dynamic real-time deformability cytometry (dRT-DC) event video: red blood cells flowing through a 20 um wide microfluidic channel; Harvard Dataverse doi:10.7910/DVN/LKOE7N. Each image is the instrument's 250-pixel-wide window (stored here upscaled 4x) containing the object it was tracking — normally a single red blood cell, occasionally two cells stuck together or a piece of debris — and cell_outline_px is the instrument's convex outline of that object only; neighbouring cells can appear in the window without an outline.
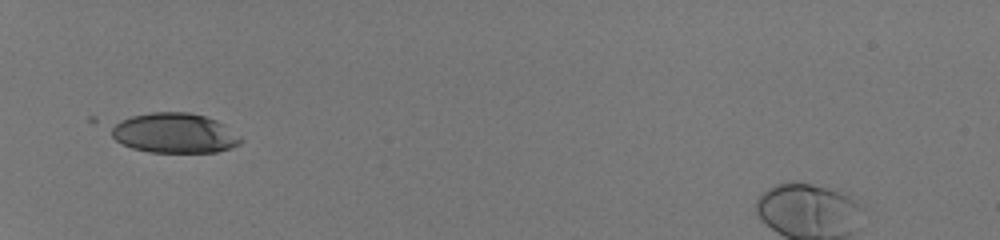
{"species": "human", "species_latin": "Homo sapiens", "temperature_condition": "room temperature", "stored_images_in_passage": 32, "camera_frame_rate_fps": 3000, "um_per_image_px": 0.085, "donor": {"sex": "male"}, "frame": {"image": 1, "passage_image": 1, "time_ms": 0.0, "image_size_px": [1000, 240], "cell_outline_px": [[244, 140], [240, 144], [232, 148], [216, 152], [148, 152], [132, 148], [116, 140], [112, 136], [112, 124], [120, 120], [132, 116], [152, 112], [188, 112], [204, 116], [216, 120], [224, 124], [240, 136]], "centroid_in_image_um": [14.86, 11.31], "position_along_channel_um": 70.1, "area_um2": 30.17}}
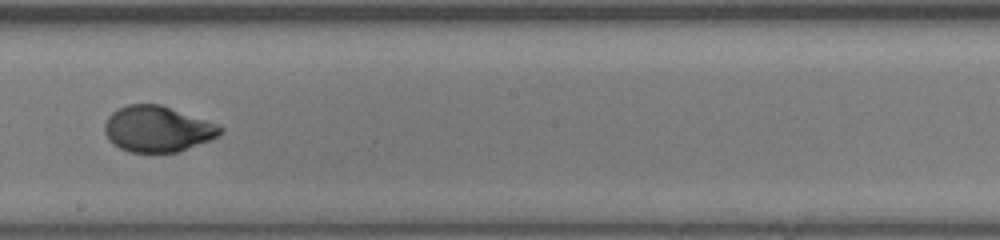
{"frame": {"image": 2, "passage_image": 14, "time_ms": 4.333, "image_size_px": [1000, 240], "cell_outline_px": [[224, 132], [220, 136], [176, 152], [128, 152], [120, 148], [108, 140], [104, 132], [104, 124], [108, 116], [112, 112], [128, 104], [160, 104], [220, 124], [224, 128]], "centroid_in_image_um": [13.4, 10.95], "position_along_channel_um": 234.8, "area_um2": 31.1}}
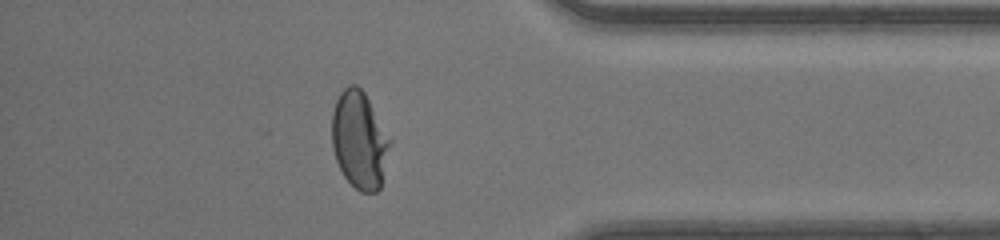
{"frame": {"image": 3, "passage_image": 27, "time_ms": 8.667, "image_size_px": [1000, 240], "cell_outline_px": [[392, 140], [380, 188], [376, 192], [360, 192], [344, 176], [336, 160], [332, 148], [332, 112], [336, 100], [340, 92], [348, 84], [356, 84], [364, 92]], "centroid_in_image_um": [30.55, 11.89], "position_along_channel_um": 404.6, "area_um2": 33.0}, "authors_computed_cell_mechanics": {"area_um2": 31.3854, "velocity_mm_per_s": 4.162, "shape_relaxation_time_tau1_ms": 3.5573, "shape_relaxation_time_tau2_ms": null, "deformation_change_tau1": 0.1952, "deformation_change_tau2": null}}